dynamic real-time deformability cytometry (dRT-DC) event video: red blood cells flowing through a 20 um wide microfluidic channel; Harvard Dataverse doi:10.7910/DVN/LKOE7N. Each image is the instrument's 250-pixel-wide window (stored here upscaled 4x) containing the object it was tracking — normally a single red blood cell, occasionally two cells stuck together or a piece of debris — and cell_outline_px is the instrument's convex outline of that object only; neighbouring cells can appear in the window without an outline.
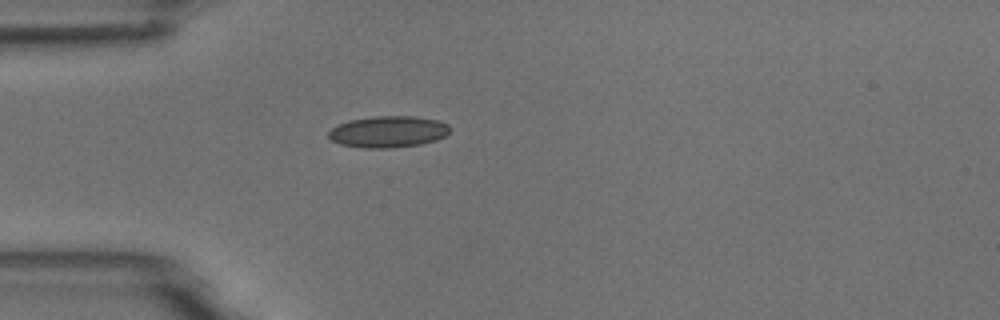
{"species": "common noctule bat (a hibernating species)", "species_latin": "Nyctalus noctula", "temperature_condition": "room temperature", "stored_images_in_passage": 1, "camera_frame_rate_fps": 3000, "um_per_image_px": 0.085, "animal": {"sex": "male", "body_mass_g": 18.8}, "frame": {"image": 1, "passage_image": 1, "time_ms": 0.0, "image_size_px": [1000, 320], "cell_outline_px": [[452, 128], [444, 136], [436, 140], [420, 144], [392, 148], [364, 148], [340, 144], [332, 140], [328, 136], [328, 132], [336, 124], [348, 120], [372, 116], [412, 116], [436, 120], [448, 124]], "centroid_in_image_um": [32.97, 11.19], "position_along_channel_um": 52.0, "area_um2": 22.37}}